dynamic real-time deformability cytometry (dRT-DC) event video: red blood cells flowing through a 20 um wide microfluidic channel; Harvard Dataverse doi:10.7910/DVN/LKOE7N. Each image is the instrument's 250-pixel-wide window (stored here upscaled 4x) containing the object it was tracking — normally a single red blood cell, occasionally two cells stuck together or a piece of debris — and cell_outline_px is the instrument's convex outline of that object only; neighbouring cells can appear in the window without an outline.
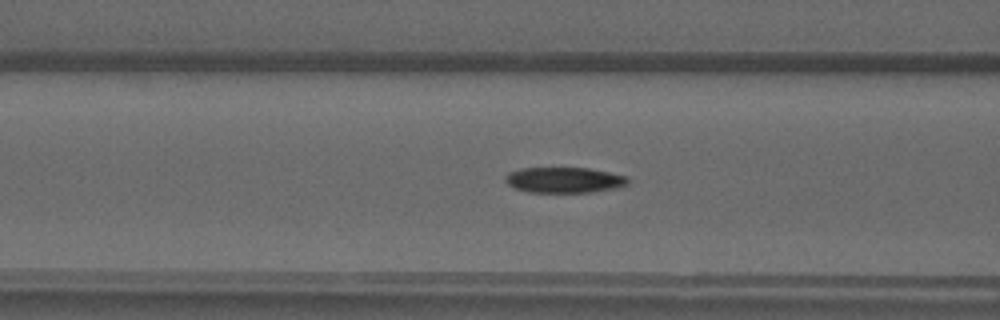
{"species": "common noctule bat (a hibernating species)", "species_latin": "Nyctalus noctula", "temperature_condition": "warm", "stored_images_in_passage": 49, "camera_frame_rate_fps": 3000, "um_per_image_px": 0.085, "animal": {"sex": "male", "forearm_length_mm": 52.5}, "frame": {"image": 1, "passage_image": 19, "time_ms": 6.0, "image_size_px": [1000, 320], "cell_outline_px": [[632, 180], [628, 184], [612, 188], [588, 192], [528, 192], [516, 188], [508, 184], [504, 180], [504, 176], [508, 172], [520, 168], [588, 168], [628, 176]], "centroid_in_image_um": [47.94, 15.29], "position_along_channel_um": 118.7, "area_um2": 18.26}}
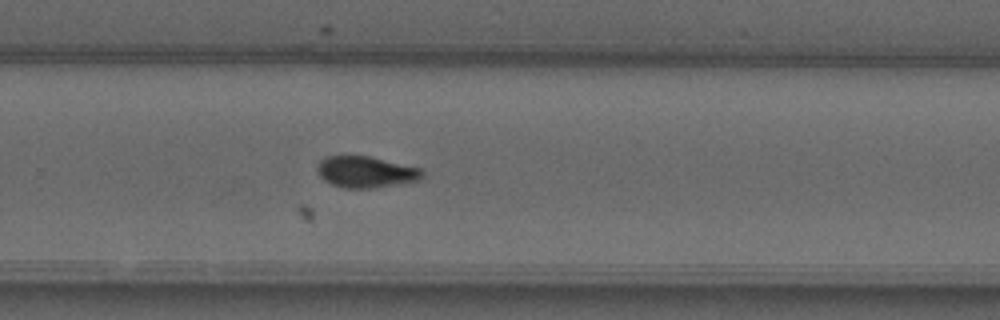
{"frame": {"image": 2, "passage_image": 32, "time_ms": 10.333, "image_size_px": [1000, 320], "cell_outline_px": [[424, 176], [420, 180], [376, 188], [344, 188], [332, 184], [324, 180], [320, 176], [316, 168], [320, 160], [324, 156], [368, 156], [420, 168], [424, 172]], "centroid_in_image_um": [31.09, 14.62], "position_along_channel_um": 298.7, "area_um2": 19.19}}
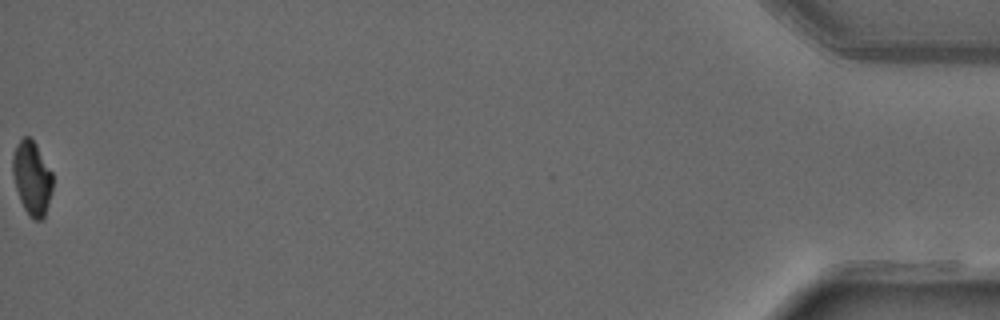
{"frame": {"image": 3, "passage_image": 49, "time_ms": 16.0, "image_size_px": [1000, 320], "cell_outline_px": [[52, 192], [44, 216], [40, 220], [32, 220], [28, 216], [20, 200], [16, 188], [12, 172], [12, 156], [20, 140], [24, 136], [28, 136], [36, 144], [52, 172]], "centroid_in_image_um": [2.71, 15.15], "position_along_channel_um": 432.5, "area_um2": 17.11}}